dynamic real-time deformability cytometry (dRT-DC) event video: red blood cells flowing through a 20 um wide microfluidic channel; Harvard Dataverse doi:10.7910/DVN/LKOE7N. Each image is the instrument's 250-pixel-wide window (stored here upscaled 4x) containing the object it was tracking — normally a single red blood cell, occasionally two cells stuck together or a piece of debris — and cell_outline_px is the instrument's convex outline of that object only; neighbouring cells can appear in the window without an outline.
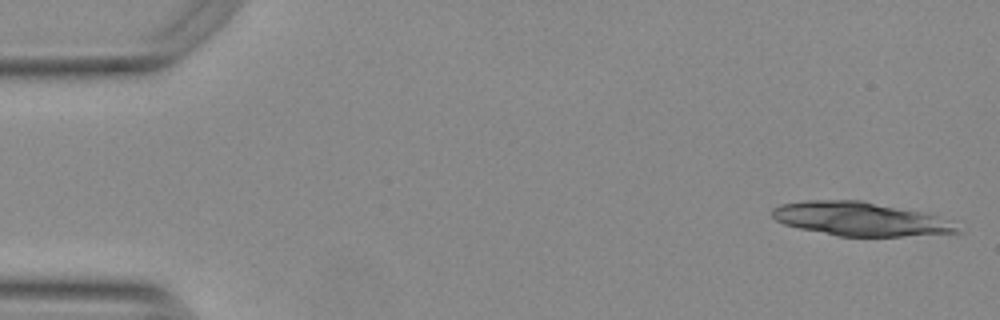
{"species": "Egyptian fruit bat (a non-hibernating species)", "species_latin": "Rousettus aegyptiacus", "temperature_condition": "warm", "stored_images_in_passage": 23, "camera_frame_rate_fps": 3000, "um_per_image_px": 0.085, "animal": {"sex": "female"}, "frame": {"image": 1, "passage_image": 1, "time_ms": 0.0, "image_size_px": [1000, 320], "cell_outline_px": [[964, 232], [900, 236], [840, 236], [800, 228], [784, 224], [776, 220], [772, 216], [772, 208], [780, 204], [804, 200], [864, 200], [924, 212], [948, 220]], "centroid_in_image_um": [73.1, 18.59], "position_along_channel_um": 11.9, "area_um2": 36.3}}
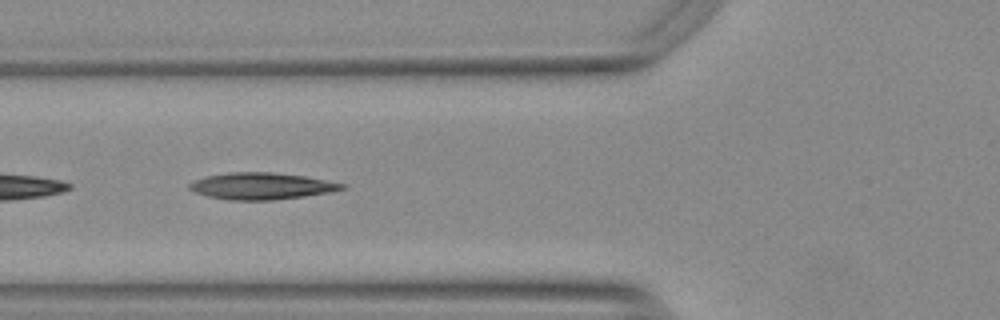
{"frame": {"image": 2, "passage_image": 19, "time_ms": 6.0, "image_size_px": [1000, 320], "cell_outline_px": [[348, 188], [332, 192], [276, 200], [228, 200], [208, 196], [196, 192], [188, 188], [188, 184], [204, 176], [228, 172], [272, 172], [304, 176], [348, 184]], "centroid_in_image_um": [22.27, 15.81], "position_along_channel_um": 103.5, "area_um2": 23.93}}